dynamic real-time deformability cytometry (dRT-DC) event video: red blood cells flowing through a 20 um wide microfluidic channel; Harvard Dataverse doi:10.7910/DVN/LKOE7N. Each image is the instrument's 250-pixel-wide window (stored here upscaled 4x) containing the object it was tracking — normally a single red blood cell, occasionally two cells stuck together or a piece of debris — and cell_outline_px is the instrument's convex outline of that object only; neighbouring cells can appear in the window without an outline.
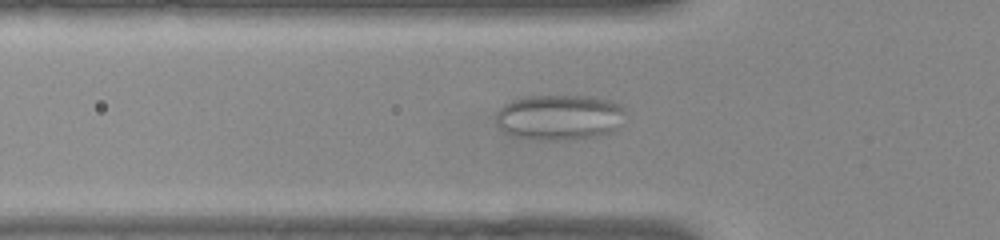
{"species": "common noctule bat (a hibernating species)", "species_latin": "Nyctalus noctula", "temperature_condition": "warm", "stored_images_in_passage": 51, "camera_frame_rate_fps": 3000, "um_per_image_px": 0.085, "animal": {"sex": "female", "body_mass_g": 22.0, "forearm_length_mm": 56.7}, "frame": {"image": 1, "passage_image": 16, "time_ms": 5.0, "image_size_px": [1000, 240], "cell_outline_px": [[624, 112], [616, 128], [608, 132], [596, 136], [564, 140], [540, 140], [516, 136], [508, 132], [496, 124], [496, 112], [504, 104], [512, 100], [524, 96], [592, 96], [612, 100], [620, 104]], "centroid_in_image_um": [47.52, 9.95], "position_along_channel_um": 78.3, "area_um2": 34.04}}
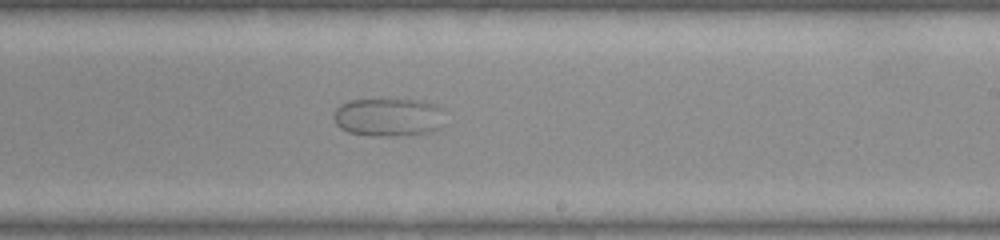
{"frame": {"image": 2, "passage_image": 30, "time_ms": 9.667, "image_size_px": [1000, 240], "cell_outline_px": [[440, 128], [432, 132], [388, 136], [372, 136], [348, 132], [340, 128], [336, 124], [336, 108], [340, 104], [352, 100], [412, 100], [432, 104], [440, 108]], "centroid_in_image_um": [32.96, 9.98], "position_along_channel_um": 256.0, "area_um2": 24.1}}
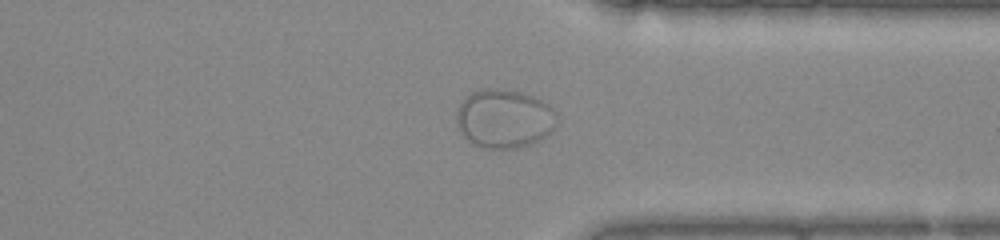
{"frame": {"image": 3, "passage_image": 39, "time_ms": 12.667, "image_size_px": [1000, 240], "cell_outline_px": [[556, 128], [552, 132], [540, 140], [532, 144], [516, 148], [484, 148], [468, 140], [464, 136], [456, 120], [456, 116], [460, 104], [472, 92], [484, 88], [504, 88], [520, 92], [532, 96], [548, 104], [556, 112]], "centroid_in_image_um": [42.9, 10.08], "position_along_channel_um": 368.5, "area_um2": 34.33}}